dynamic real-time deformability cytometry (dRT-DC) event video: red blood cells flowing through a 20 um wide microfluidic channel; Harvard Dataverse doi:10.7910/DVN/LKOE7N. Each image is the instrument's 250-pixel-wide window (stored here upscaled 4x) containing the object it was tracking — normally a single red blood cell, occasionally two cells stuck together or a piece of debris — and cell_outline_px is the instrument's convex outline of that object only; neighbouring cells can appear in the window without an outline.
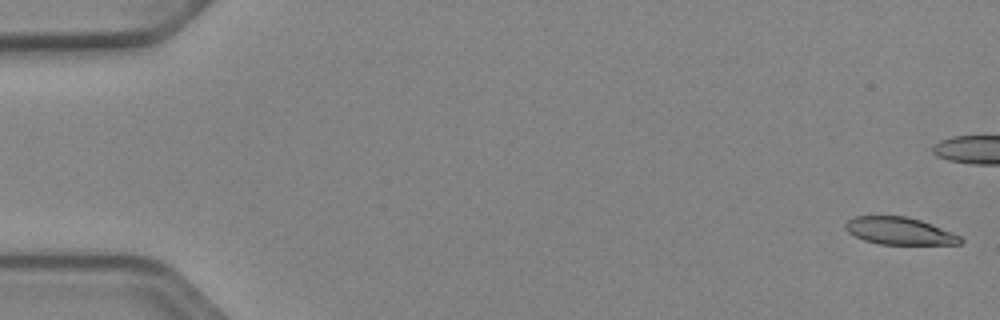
{"species": "Egyptian fruit bat (a non-hibernating species)", "species_latin": "Rousettus aegyptiacus", "temperature_condition": "cold", "stored_images_in_passage": 53, "camera_frame_rate_fps": 3000, "um_per_image_px": 0.085, "animal": {"sex": "female"}, "frame": {"image": 1, "passage_image": 1, "time_ms": 0.0, "image_size_px": [1000, 320], "cell_outline_px": [[964, 240], [960, 244], [880, 244], [864, 240], [848, 232], [844, 228], [844, 224], [848, 220], [856, 216], [904, 216], [920, 220], [932, 224], [952, 232], [960, 236]], "centroid_in_image_um": [76.45, 19.63], "position_along_channel_um": 8.5, "area_um2": 18.21}}
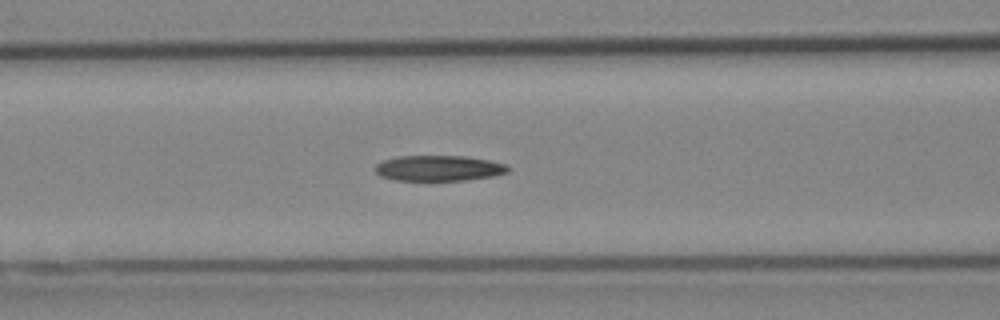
{"frame": {"image": 2, "passage_image": 22, "time_ms": 7.0, "image_size_px": [1000, 320], "cell_outline_px": [[512, 168], [508, 172], [492, 176], [464, 180], [396, 180], [380, 176], [372, 168], [376, 164], [384, 160], [400, 156], [464, 156], [488, 160], [508, 164]], "centroid_in_image_um": [37.3, 14.29], "position_along_channel_um": 129.3, "area_um2": 19.83}}
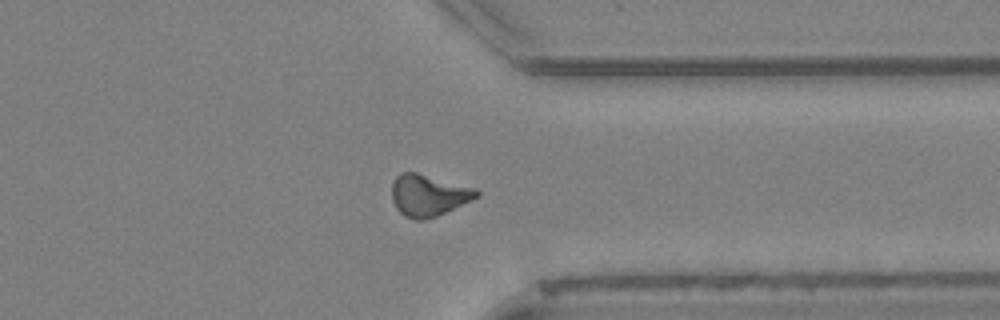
{"frame": {"image": 3, "passage_image": 41, "time_ms": 13.333, "image_size_px": [1000, 320], "cell_outline_px": [[480, 196], [472, 200], [436, 216], [424, 220], [416, 220], [404, 216], [396, 208], [392, 200], [392, 184], [396, 176], [400, 172], [416, 172], [476, 188], [480, 192]], "centroid_in_image_um": [36.41, 16.59], "position_along_channel_um": 375.0, "area_um2": 20.58}, "authors_computed_cell_mechanics": {"area_um2": 19.8254, "velocity_mm_per_s": 3.9177, "shape_relaxation_time_tau1_ms": null, "shape_relaxation_time_tau2_ms": 6.2663, "deformation_change_tau1": null, "deformation_change_tau2": 0.1499}}